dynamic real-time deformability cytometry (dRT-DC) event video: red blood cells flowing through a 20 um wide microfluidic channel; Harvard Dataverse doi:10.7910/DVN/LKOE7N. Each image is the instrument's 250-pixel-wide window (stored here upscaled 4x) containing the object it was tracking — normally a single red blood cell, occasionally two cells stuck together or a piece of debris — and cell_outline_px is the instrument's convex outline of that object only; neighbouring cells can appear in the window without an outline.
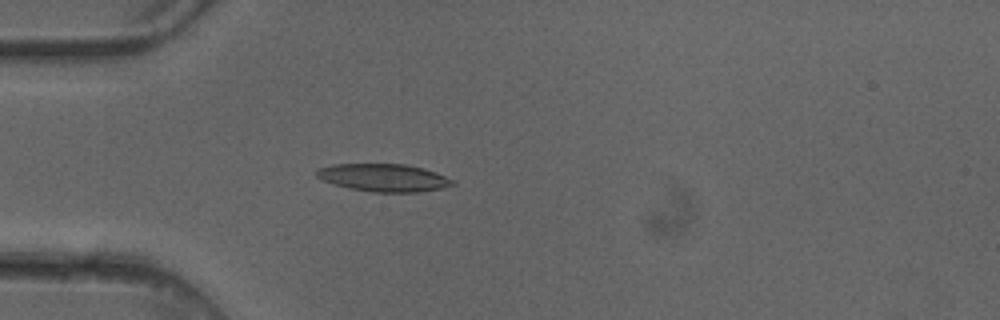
{"species": "common noctule bat (a hibernating species)", "species_latin": "Nyctalus noctula", "temperature_condition": "cold", "stored_images_in_passage": 1, "camera_frame_rate_fps": 3000, "um_per_image_px": 0.085, "animal": {"sex": "female"}, "frame": {"image": 1, "passage_image": 1, "time_ms": 0.0, "image_size_px": [1000, 320], "cell_outline_px": [[456, 184], [440, 188], [420, 192], [372, 192], [348, 188], [320, 180], [316, 176], [316, 168], [332, 164], [404, 164], [424, 168], [436, 172], [456, 180]], "centroid_in_image_um": [32.6, 15.1], "position_along_channel_um": 52.4, "area_um2": 22.2}}